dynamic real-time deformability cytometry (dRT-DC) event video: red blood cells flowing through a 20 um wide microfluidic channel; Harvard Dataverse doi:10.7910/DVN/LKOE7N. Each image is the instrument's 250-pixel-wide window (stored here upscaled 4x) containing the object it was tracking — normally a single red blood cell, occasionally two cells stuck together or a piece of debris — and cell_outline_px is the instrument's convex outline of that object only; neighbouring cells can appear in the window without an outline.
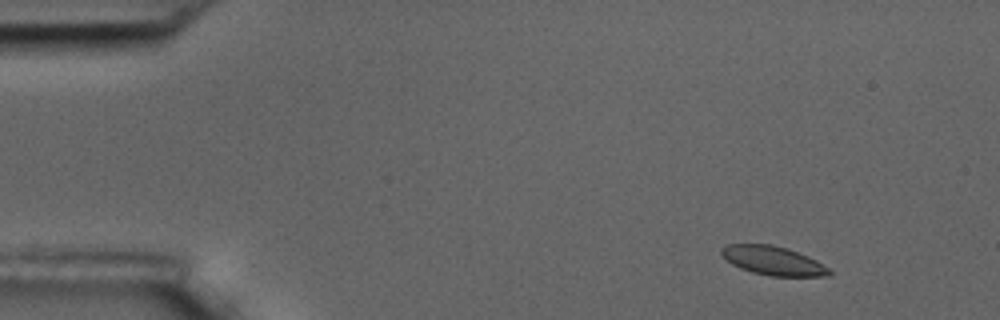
{"species": "common noctule bat (a hibernating species)", "species_latin": "Nyctalus noctula", "temperature_condition": "room temperature", "stored_images_in_passage": 5, "camera_frame_rate_fps": 3000, "um_per_image_px": 0.085, "animal": {"sex": "male", "body_mass_g": 17.5, "forearm_length_mm": 52.3}, "frame": {"image": 1, "passage_image": 2, "time_ms": 1.333, "image_size_px": [1000, 320], "cell_outline_px": [[832, 272], [828, 276], [768, 276], [752, 272], [740, 268], [732, 264], [720, 252], [720, 248], [728, 244], [772, 244], [788, 248], [808, 256], [816, 260], [828, 268]], "centroid_in_image_um": [65.71, 22.15], "position_along_channel_um": 19.3, "area_um2": 18.15}}
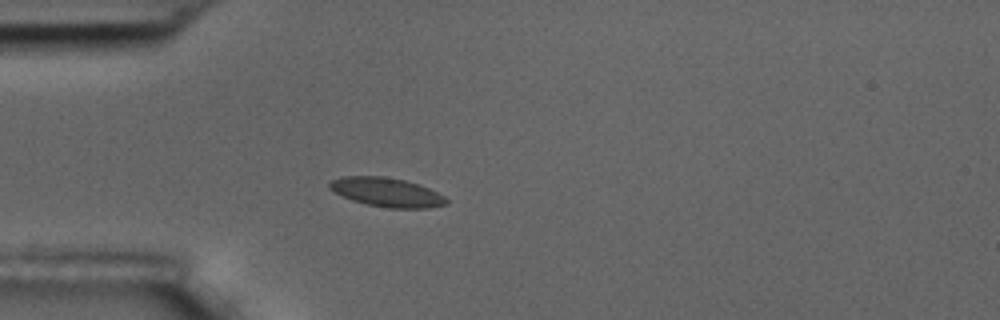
{"frame": {"image": 2, "passage_image": 5, "time_ms": 4.667, "image_size_px": [1000, 320], "cell_outline_px": [[448, 204], [428, 208], [388, 208], [368, 204], [352, 200], [328, 188], [328, 184], [332, 180], [344, 176], [384, 176], [404, 180], [428, 188], [444, 196], [448, 200]], "centroid_in_image_um": [32.88, 16.34], "position_along_channel_um": 52.1, "area_um2": 19.54}}